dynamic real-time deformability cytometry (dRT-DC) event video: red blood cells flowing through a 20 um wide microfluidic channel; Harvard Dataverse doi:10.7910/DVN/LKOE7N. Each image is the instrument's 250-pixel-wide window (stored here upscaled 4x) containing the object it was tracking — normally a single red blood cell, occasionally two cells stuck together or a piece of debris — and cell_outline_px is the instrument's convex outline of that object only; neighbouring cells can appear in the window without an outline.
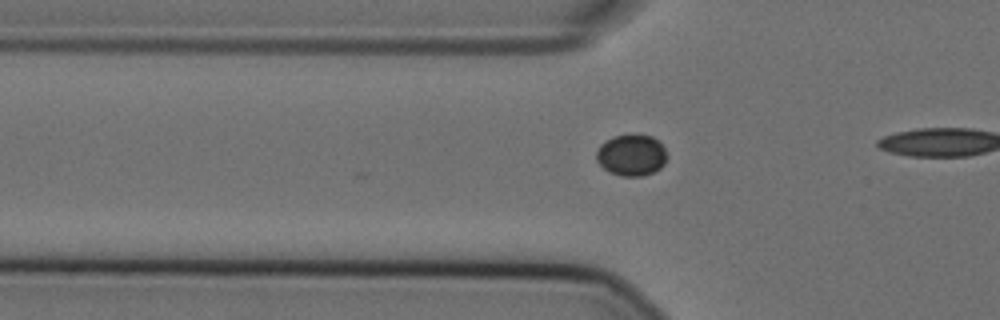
{"species": "Egyptian fruit bat (a non-hibernating species)", "species_latin": "Rousettus aegyptiacus", "temperature_condition": "cold", "stored_images_in_passage": 7, "camera_frame_rate_fps": 3000, "um_per_image_px": 0.085, "animal": {"sex": "female"}, "frame": {"image": 1, "passage_image": 4, "time_ms": 1.0, "image_size_px": [1000, 320], "cell_outline_px": [[668, 156], [664, 164], [660, 168], [652, 172], [640, 176], [620, 176], [604, 168], [596, 160], [596, 152], [600, 144], [616, 136], [632, 132], [652, 136], [664, 148]], "centroid_in_image_um": [53.68, 13.16], "position_along_channel_um": 72.1, "area_um2": 17.11}}